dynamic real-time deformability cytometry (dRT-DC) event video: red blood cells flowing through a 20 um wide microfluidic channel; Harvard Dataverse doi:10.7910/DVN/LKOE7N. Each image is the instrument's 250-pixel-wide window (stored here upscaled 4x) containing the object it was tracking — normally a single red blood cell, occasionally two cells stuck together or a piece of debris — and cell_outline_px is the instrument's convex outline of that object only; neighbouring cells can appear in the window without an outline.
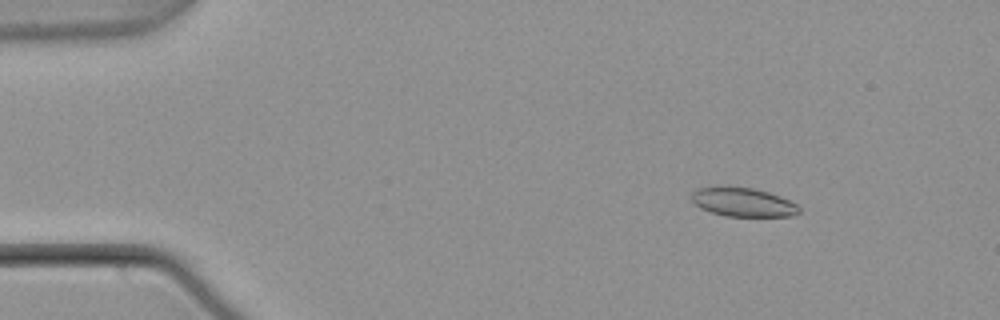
{"species": "common noctule bat (a hibernating species)", "species_latin": "Nyctalus noctula", "temperature_condition": "warm", "stored_images_in_passage": 55, "camera_frame_rate_fps": 3000, "um_per_image_px": 0.085, "animal": {"sex": "male", "body_mass_g": 21.5, "forearm_length_mm": 52.0}, "frame": {"image": 1, "passage_image": 8, "time_ms": 2.333, "image_size_px": [1000, 320], "cell_outline_px": [[800, 212], [792, 216], [724, 216], [700, 208], [692, 200], [692, 192], [696, 188], [716, 184], [728, 184], [752, 188], [768, 192], [780, 196], [796, 204], [800, 208]], "centroid_in_image_um": [63.09, 17.14], "position_along_channel_um": 21.9, "area_um2": 18.61}}
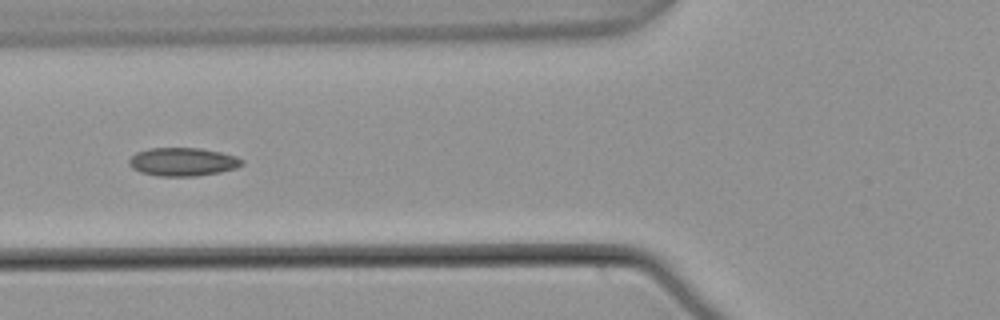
{"frame": {"image": 2, "passage_image": 22, "time_ms": 7.0, "image_size_px": [1000, 320], "cell_outline_px": [[244, 164], [236, 168], [220, 172], [196, 176], [160, 176], [140, 172], [132, 168], [128, 164], [128, 160], [136, 152], [148, 148], [200, 148], [220, 152], [236, 156], [244, 160]], "centroid_in_image_um": [15.53, 13.75], "position_along_channel_um": 110.3, "area_um2": 18.73}}
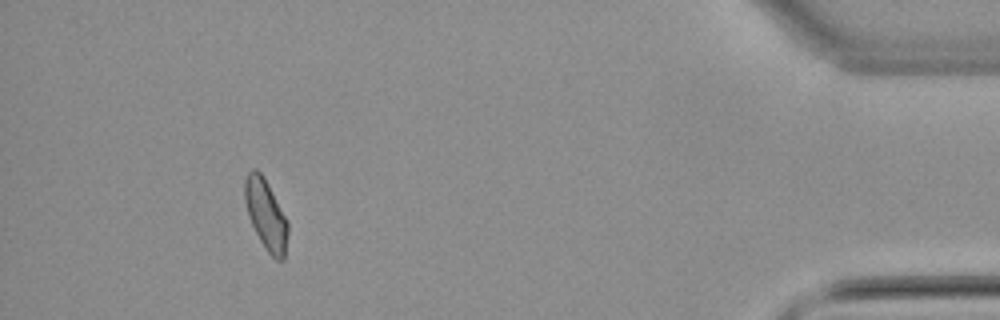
{"frame": {"image": 3, "passage_image": 51, "time_ms": 16.667, "image_size_px": [1000, 320], "cell_outline_px": [[288, 232], [284, 260], [276, 260], [268, 252], [260, 240], [248, 216], [244, 200], [244, 180], [248, 172], [252, 168], [256, 168], [264, 176], [288, 220]], "centroid_in_image_um": [22.6, 18.2], "position_along_channel_um": 412.6, "area_um2": 17.8}, "authors_computed_cell_mechanics": {"area_um2": 17.918, "velocity_mm_per_s": 3.7685, "shape_relaxation_time_tau1_ms": null, "shape_relaxation_time_tau2_ms": 2.6152, "deformation_change_tau1": null, "deformation_change_tau2": 0.079}}